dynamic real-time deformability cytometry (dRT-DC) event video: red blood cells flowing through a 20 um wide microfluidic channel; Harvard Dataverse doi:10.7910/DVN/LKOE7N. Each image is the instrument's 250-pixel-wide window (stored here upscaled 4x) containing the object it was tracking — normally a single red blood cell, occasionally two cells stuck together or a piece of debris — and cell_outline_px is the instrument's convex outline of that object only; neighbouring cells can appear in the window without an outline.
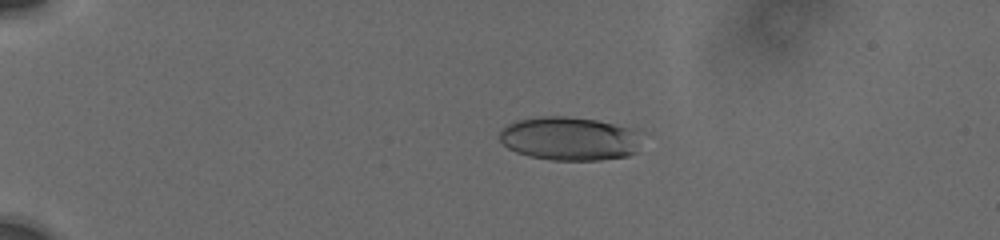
{"species": "human", "species_latin": "Homo sapiens", "temperature_condition": "cold", "stored_images_in_passage": 42, "camera_frame_rate_fps": 3000, "um_per_image_px": 0.085, "donor": {"sex": "male"}, "frame": {"image": 1, "passage_image": 2, "time_ms": 0.333, "image_size_px": [1000, 240], "cell_outline_px": [[636, 152], [628, 156], [600, 160], [552, 160], [528, 156], [516, 152], [508, 148], [500, 140], [500, 132], [508, 124], [516, 120], [540, 116], [564, 116], [596, 120], [632, 128]], "centroid_in_image_um": [48.3, 11.78], "position_along_channel_um": 36.7, "area_um2": 35.49}}
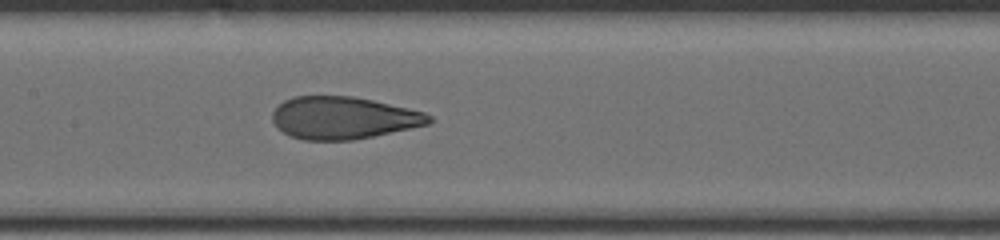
{"frame": {"image": 2, "passage_image": 18, "time_ms": 6.0, "image_size_px": [1000, 240], "cell_outline_px": [[432, 120], [428, 124], [372, 136], [352, 140], [304, 140], [288, 136], [272, 120], [272, 112], [284, 100], [292, 96], [352, 96], [372, 100], [408, 108], [424, 112], [432, 116]], "centroid_in_image_um": [29.16, 10.01], "position_along_channel_um": 178.2, "area_um2": 38.38}}
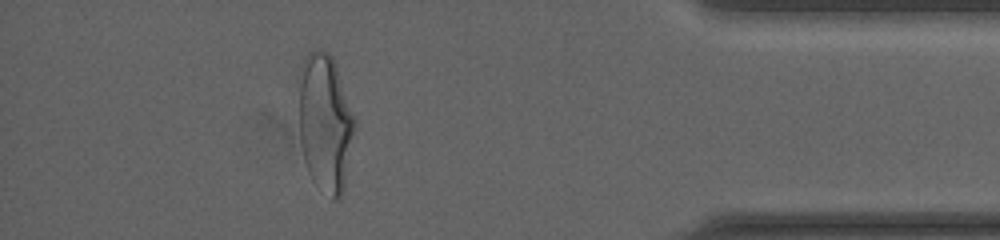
{"frame": {"image": 3, "passage_image": 37, "time_ms": 13.0, "image_size_px": [1000, 240], "cell_outline_px": [[356, 128], [344, 188], [340, 200], [332, 200], [312, 180], [308, 172], [304, 160], [300, 144], [300, 68], [308, 52], [312, 48], [316, 48], [328, 52], [332, 56], [356, 120]], "centroid_in_image_um": [27.66, 10.47], "position_along_channel_um": 407.5, "area_um2": 45.14}, "authors_computed_cell_mechanics": {"area_um2": 39.5641, "velocity_mm_per_s": 3.7516, "shape_relaxation_time_tau1_ms": 3.5686, "shape_relaxation_time_tau2_ms": 0.8537, "deformation_change_tau1": 0.1729, "deformation_change_tau2": 0.0764}}